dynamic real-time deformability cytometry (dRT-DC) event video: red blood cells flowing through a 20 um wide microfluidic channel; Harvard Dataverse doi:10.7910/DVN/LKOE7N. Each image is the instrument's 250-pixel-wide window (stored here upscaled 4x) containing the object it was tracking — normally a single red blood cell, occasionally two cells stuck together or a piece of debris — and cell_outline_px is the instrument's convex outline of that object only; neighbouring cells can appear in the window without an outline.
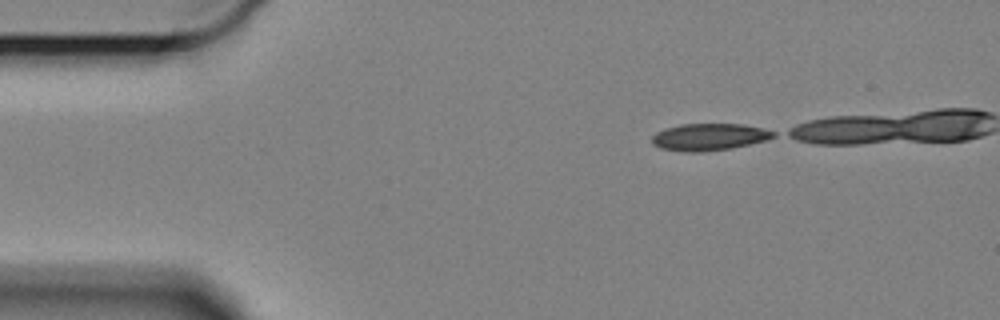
{"species": "Egyptian fruit bat (a non-hibernating species)", "species_latin": "Rousettus aegyptiacus", "temperature_condition": "cold", "stored_images_in_passage": 12, "camera_frame_rate_fps": 3000, "um_per_image_px": 0.085, "animal": {"sex": "female"}, "frame": {"image": 1, "passage_image": 1, "time_ms": 0.0, "image_size_px": [1000, 320], "cell_outline_px": [[776, 136], [768, 140], [732, 148], [700, 152], [684, 152], [660, 148], [652, 144], [652, 136], [656, 132], [664, 128], [680, 124], [740, 124], [760, 128], [776, 132]], "centroid_in_image_um": [60.25, 11.64], "position_along_channel_um": 24.7, "area_um2": 19.19}}
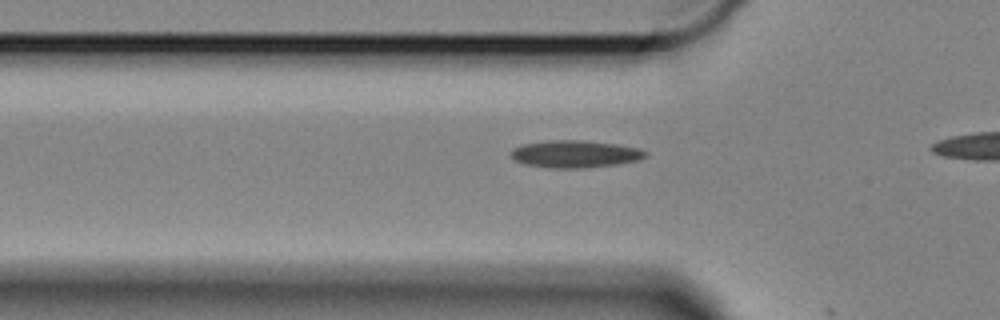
{"frame": {"image": 2, "passage_image": 11, "time_ms": 3.333, "image_size_px": [1000, 320], "cell_outline_px": [[648, 156], [636, 160], [616, 164], [584, 168], [548, 168], [524, 164], [516, 160], [512, 156], [512, 148], [524, 144], [548, 140], [584, 140], [616, 144], [636, 148], [648, 152]], "centroid_in_image_um": [48.87, 13.09], "position_along_channel_um": 76.9, "area_um2": 21.27}}